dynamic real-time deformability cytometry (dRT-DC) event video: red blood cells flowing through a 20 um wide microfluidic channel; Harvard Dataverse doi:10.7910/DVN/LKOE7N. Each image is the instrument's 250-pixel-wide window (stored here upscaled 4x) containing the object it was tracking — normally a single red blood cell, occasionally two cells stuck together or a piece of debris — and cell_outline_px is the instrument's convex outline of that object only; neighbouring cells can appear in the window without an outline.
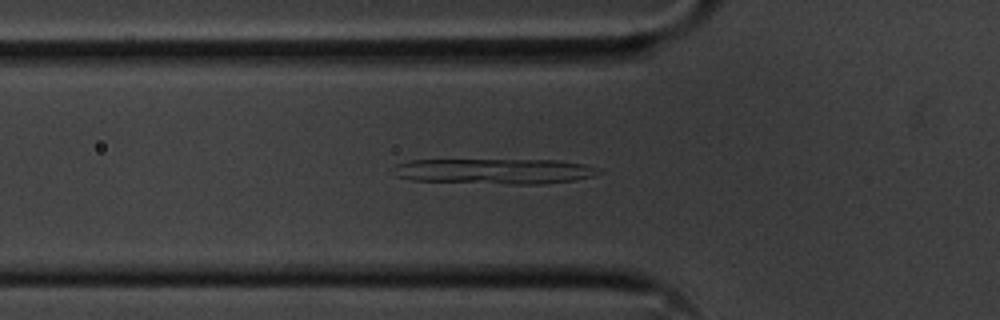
{"species": "common noctule bat (a hibernating species)", "species_latin": "Nyctalus noctula", "temperature_condition": "cold", "stored_images_in_passage": 38, "camera_frame_rate_fps": 3000, "um_per_image_px": 0.085, "animal": {"sex": "male", "body_mass_g": 20.1, "forearm_length_mm": 53.5}, "frame": {"image": 1, "passage_image": 2, "time_ms": 0.333, "image_size_px": [1000, 320], "cell_outline_px": [[604, 172], [592, 176], [572, 180], [544, 184], [512, 184], [412, 180], [396, 176], [396, 164], [408, 160], [556, 160], [584, 164], [600, 168]], "centroid_in_image_um": [42.1, 14.55], "position_along_channel_um": 83.7, "area_um2": 30.23}}
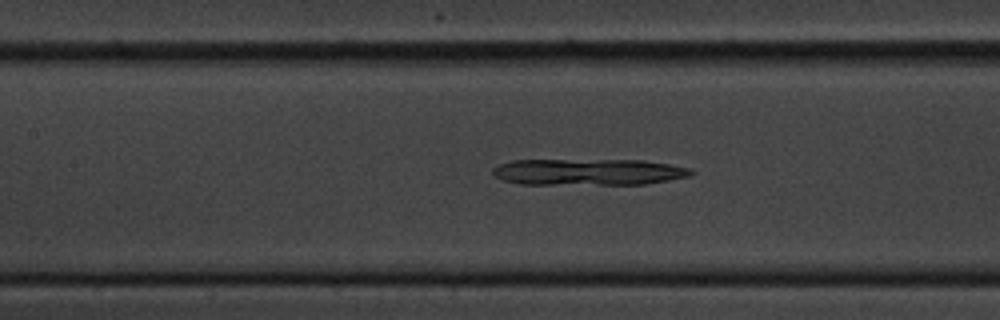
{"frame": {"image": 2, "passage_image": 8, "time_ms": 2.333, "image_size_px": [1000, 320], "cell_outline_px": [[696, 172], [692, 176], [644, 184], [520, 184], [504, 180], [496, 176], [492, 172], [492, 168], [500, 164], [512, 160], [644, 160], [692, 168]], "centroid_in_image_um": [50.06, 14.61], "position_along_channel_um": 157.3, "area_um2": 30.63}}
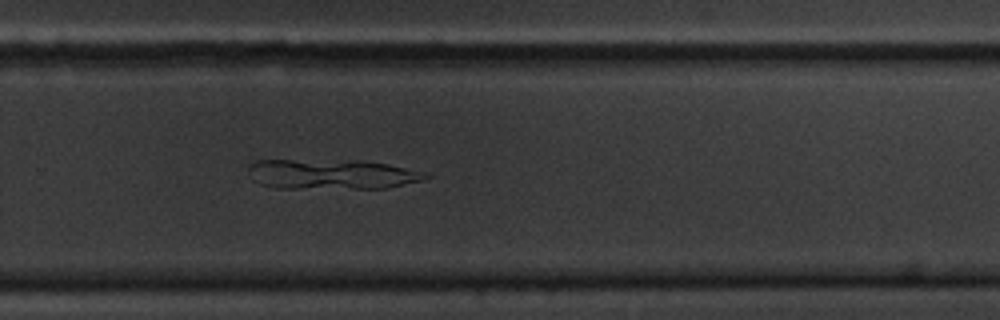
{"frame": {"image": 3, "passage_image": 20, "time_ms": 6.333, "image_size_px": [1000, 320], "cell_outline_px": [[432, 176], [424, 180], [384, 188], [272, 188], [260, 184], [252, 180], [248, 172], [248, 164], [256, 160], [364, 160], [388, 164], [428, 172]], "centroid_in_image_um": [28.19, 14.8], "position_along_channel_um": 301.6, "area_um2": 31.44}}